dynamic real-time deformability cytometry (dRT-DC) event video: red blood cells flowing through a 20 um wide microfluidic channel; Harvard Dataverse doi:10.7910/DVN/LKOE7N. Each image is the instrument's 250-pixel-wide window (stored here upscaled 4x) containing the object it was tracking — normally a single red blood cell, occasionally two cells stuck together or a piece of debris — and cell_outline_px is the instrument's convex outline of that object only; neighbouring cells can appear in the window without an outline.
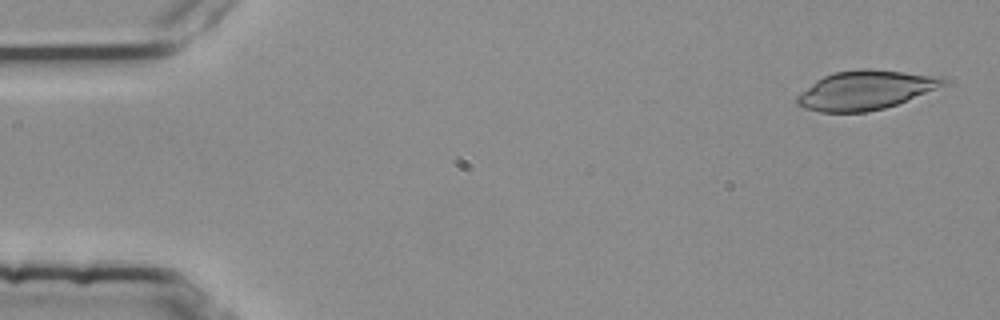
{"species": "common noctule bat (a hibernating species)", "species_latin": "Nyctalus noctula", "temperature_condition": "room temperature", "stored_images_in_passage": 5, "camera_frame_rate_fps": 3000, "um_per_image_px": 0.085, "animal": {"sex": "female", "body_mass_g": 25.1}, "frame": {"image": 1, "passage_image": 1, "time_ms": 0.0, "image_size_px": [1000, 320], "cell_outline_px": [[948, 84], [896, 104], [884, 108], [864, 112], [820, 112], [804, 108], [796, 104], [796, 96], [816, 80], [832, 72], [860, 68], [868, 68], [944, 76], [948, 80]], "centroid_in_image_um": [73.58, 7.64], "position_along_channel_um": 11.4, "area_um2": 33.47}}